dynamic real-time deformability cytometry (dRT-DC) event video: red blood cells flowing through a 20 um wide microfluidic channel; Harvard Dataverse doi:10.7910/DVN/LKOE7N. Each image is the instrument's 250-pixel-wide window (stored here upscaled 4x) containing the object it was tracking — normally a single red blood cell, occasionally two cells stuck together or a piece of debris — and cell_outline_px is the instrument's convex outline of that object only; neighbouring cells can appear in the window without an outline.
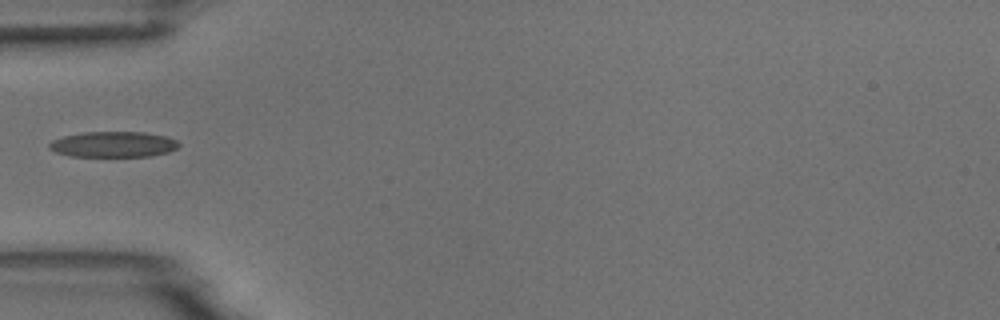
{"species": "common noctule bat (a hibernating species)", "species_latin": "Nyctalus noctula", "temperature_condition": "room temperature", "stored_images_in_passage": 2, "camera_frame_rate_fps": 3000, "um_per_image_px": 0.085, "animal": {"sex": "male", "body_mass_g": 18.8}, "frame": {"image": 1, "passage_image": 1, "time_ms": 0.0, "image_size_px": [1000, 320], "cell_outline_px": [[180, 144], [176, 148], [168, 152], [148, 156], [68, 156], [56, 152], [48, 148], [48, 144], [52, 140], [64, 136], [84, 132], [144, 132], [164, 136], [176, 140]], "centroid_in_image_um": [9.6, 12.27], "position_along_channel_um": 75.4, "area_um2": 19.25}}